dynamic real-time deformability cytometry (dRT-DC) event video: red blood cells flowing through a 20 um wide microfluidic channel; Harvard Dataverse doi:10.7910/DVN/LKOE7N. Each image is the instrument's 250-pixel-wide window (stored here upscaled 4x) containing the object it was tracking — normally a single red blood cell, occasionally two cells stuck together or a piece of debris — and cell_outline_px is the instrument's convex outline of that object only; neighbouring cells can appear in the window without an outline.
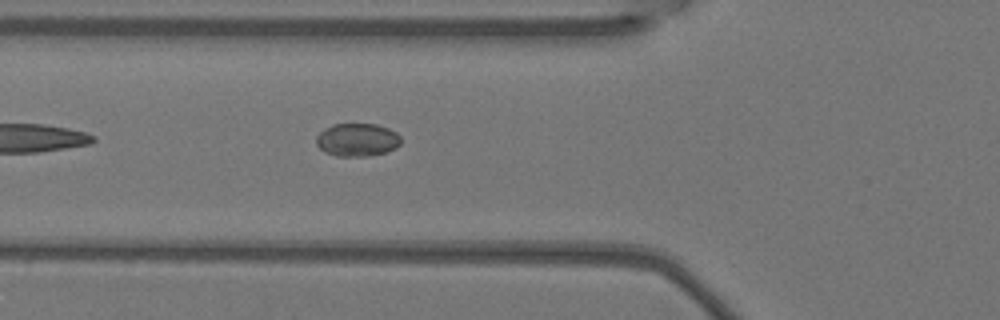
{"species": "Egyptian fruit bat (a non-hibernating species)", "species_latin": "Rousettus aegyptiacus", "temperature_condition": "warm", "stored_images_in_passage": 6, "camera_frame_rate_fps": 3000, "um_per_image_px": 0.085, "animal": {"sex": "female"}, "frame": {"image": 1, "passage_image": 6, "time_ms": 1.667, "image_size_px": [1000, 320], "cell_outline_px": [[400, 144], [396, 148], [384, 152], [368, 156], [336, 156], [324, 152], [316, 144], [316, 136], [324, 128], [332, 124], [376, 124], [388, 128], [396, 132], [400, 136]], "centroid_in_image_um": [30.34, 11.88], "position_along_channel_um": 95.5, "area_um2": 16.36}}